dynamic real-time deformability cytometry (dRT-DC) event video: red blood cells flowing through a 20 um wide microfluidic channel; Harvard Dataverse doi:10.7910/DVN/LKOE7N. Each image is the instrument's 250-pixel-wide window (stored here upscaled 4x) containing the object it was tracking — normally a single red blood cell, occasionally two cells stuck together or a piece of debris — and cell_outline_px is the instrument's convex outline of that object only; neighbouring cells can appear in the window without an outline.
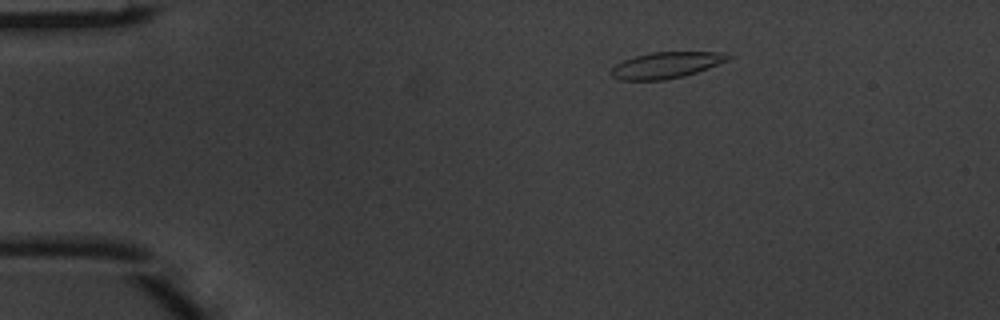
{"species": "common noctule bat (a hibernating species)", "species_latin": "Nyctalus noctula", "temperature_condition": "warm", "stored_images_in_passage": 3, "camera_frame_rate_fps": 3000, "um_per_image_px": 0.085, "animal": {"sex": "male", "body_mass_g": 20.1, "forearm_length_mm": 53.5}, "frame": {"image": 1, "passage_image": 1, "time_ms": 0.0, "image_size_px": [1000, 320], "cell_outline_px": [[732, 56], [728, 60], [696, 72], [684, 76], [664, 80], [620, 80], [612, 76], [608, 72], [616, 64], [624, 60], [636, 56], [652, 52], [720, 52]], "centroid_in_image_um": [56.58, 5.54], "position_along_channel_um": 28.4, "area_um2": 17.69}}